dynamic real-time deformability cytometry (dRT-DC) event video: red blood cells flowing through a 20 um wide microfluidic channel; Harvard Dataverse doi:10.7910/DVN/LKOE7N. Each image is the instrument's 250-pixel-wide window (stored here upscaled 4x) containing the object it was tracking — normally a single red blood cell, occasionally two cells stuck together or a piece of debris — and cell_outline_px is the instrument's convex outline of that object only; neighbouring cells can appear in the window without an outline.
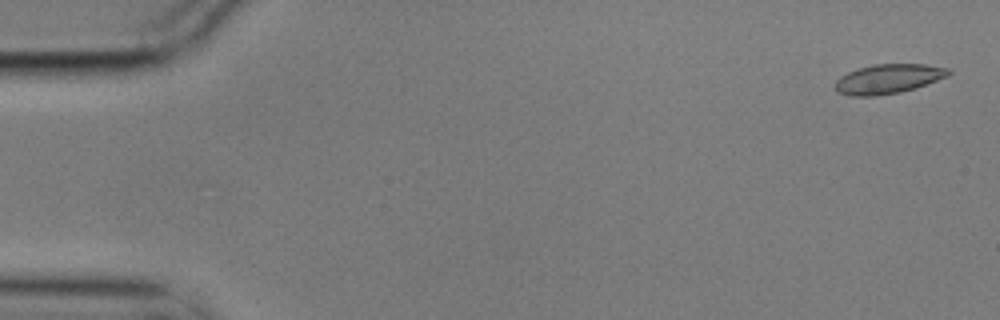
{"species": "common noctule bat (a hibernating species)", "species_latin": "Nyctalus noctula", "temperature_condition": "cold", "stored_images_in_passage": 2, "camera_frame_rate_fps": 3000, "um_per_image_px": 0.085, "animal": {"sex": "male", "body_mass_g": 17.9}, "frame": {"image": 1, "passage_image": 2, "time_ms": 0.333, "image_size_px": [1000, 320], "cell_outline_px": [[952, 72], [948, 76], [916, 88], [900, 92], [876, 96], [848, 96], [836, 92], [832, 88], [836, 80], [840, 76], [856, 68], [872, 64], [924, 64], [948, 68]], "centroid_in_image_um": [75.44, 6.71], "position_along_channel_um": 9.6, "area_um2": 19.83}}